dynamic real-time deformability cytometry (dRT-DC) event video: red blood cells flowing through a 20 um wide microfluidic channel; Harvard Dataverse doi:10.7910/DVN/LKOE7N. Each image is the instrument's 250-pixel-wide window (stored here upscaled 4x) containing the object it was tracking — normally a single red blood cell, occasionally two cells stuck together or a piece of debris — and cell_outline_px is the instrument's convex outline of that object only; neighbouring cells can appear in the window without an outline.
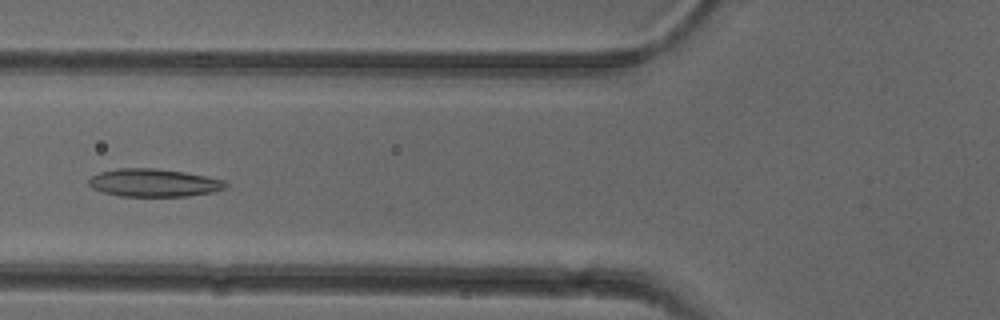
{"species": "common noctule bat (a hibernating species)", "species_latin": "Nyctalus noctula", "temperature_condition": "cold", "stored_images_in_passage": 38, "camera_frame_rate_fps": 3000, "um_per_image_px": 0.085, "animal": {"sex": "female"}, "frame": {"image": 1, "passage_image": 6, "time_ms": 1.667, "image_size_px": [1000, 320], "cell_outline_px": [[228, 184], [224, 188], [212, 192], [188, 196], [120, 196], [104, 192], [92, 188], [88, 184], [88, 180], [92, 176], [100, 172], [116, 168], [156, 168], [184, 172], [224, 180]], "centroid_in_image_um": [13.05, 15.53], "position_along_channel_um": 112.8, "area_um2": 22.14}}
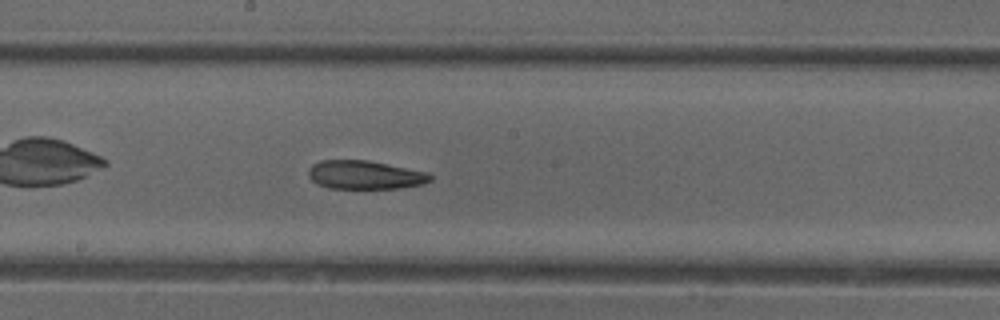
{"frame": {"image": 2, "passage_image": 14, "time_ms": 4.333, "image_size_px": [1000, 320], "cell_outline_px": [[432, 180], [420, 184], [400, 188], [328, 188], [312, 180], [308, 176], [308, 168], [312, 164], [320, 160], [368, 160], [428, 172], [432, 176]], "centroid_in_image_um": [31.0, 14.85], "position_along_channel_um": 217.2, "area_um2": 20.23}}
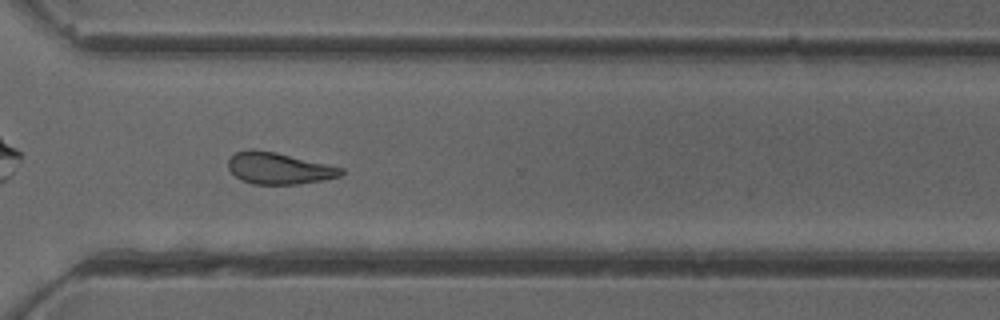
{"frame": {"image": 3, "passage_image": 24, "time_ms": 7.667, "image_size_px": [1000, 320], "cell_outline_px": [[344, 172], [340, 176], [324, 180], [300, 184], [252, 184], [240, 180], [228, 168], [228, 160], [236, 152], [252, 148], [276, 152], [344, 168]], "centroid_in_image_um": [23.7, 14.31], "position_along_channel_um": 346.9, "area_um2": 20.87}, "authors_computed_cell_mechanics": {"area_um2": 21.2993, "velocity_mm_per_s": 3.9163, "shape_relaxation_time_tau1_ms": null, "shape_relaxation_time_tau2_ms": 8.255, "deformation_change_tau1": null, "deformation_change_tau2": 0.1843}}